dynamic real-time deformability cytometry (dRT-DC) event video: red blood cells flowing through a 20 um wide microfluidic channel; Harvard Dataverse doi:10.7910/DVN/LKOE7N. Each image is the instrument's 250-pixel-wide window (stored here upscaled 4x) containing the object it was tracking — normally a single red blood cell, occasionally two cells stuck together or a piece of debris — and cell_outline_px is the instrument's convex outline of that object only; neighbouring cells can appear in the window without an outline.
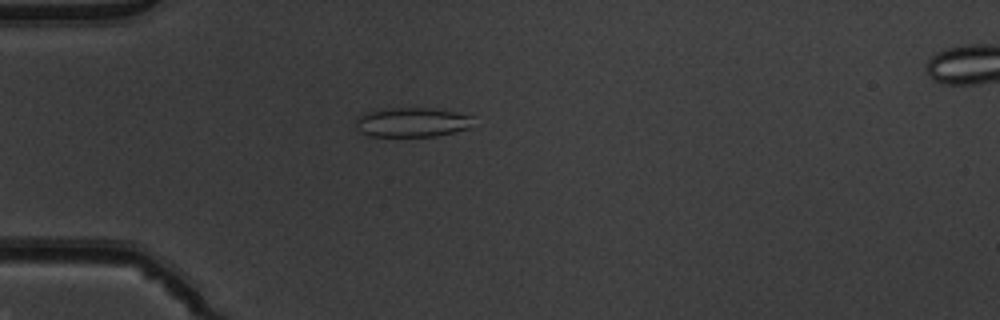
{"species": "common noctule bat (a hibernating species)", "species_latin": "Nyctalus noctula", "temperature_condition": "warm", "stored_images_in_passage": 42, "camera_frame_rate_fps": 3000, "um_per_image_px": 0.085, "animal": {"sex": "male", "body_mass_g": 19.5, "forearm_length_mm": 54.6}, "frame": {"image": 1, "passage_image": 6, "time_ms": 1.667, "image_size_px": [1000, 320], "cell_outline_px": [[472, 116], [468, 128], [436, 136], [372, 136], [360, 132], [356, 128], [356, 116], [364, 112], [384, 108], [436, 108], [456, 112]], "centroid_in_image_um": [34.94, 10.38], "position_along_channel_um": 50.1, "area_um2": 20.17}}
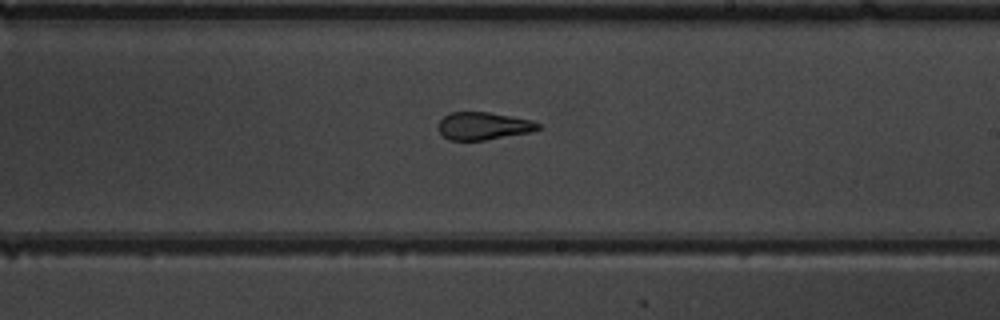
{"frame": {"image": 2, "passage_image": 22, "time_ms": 7.0, "image_size_px": [1000, 320], "cell_outline_px": [[540, 128], [532, 132], [484, 140], [448, 140], [436, 128], [440, 120], [444, 116], [452, 112], [488, 112], [532, 120], [540, 124]], "centroid_in_image_um": [41.07, 10.71], "position_along_channel_um": 247.9, "area_um2": 16.07}}
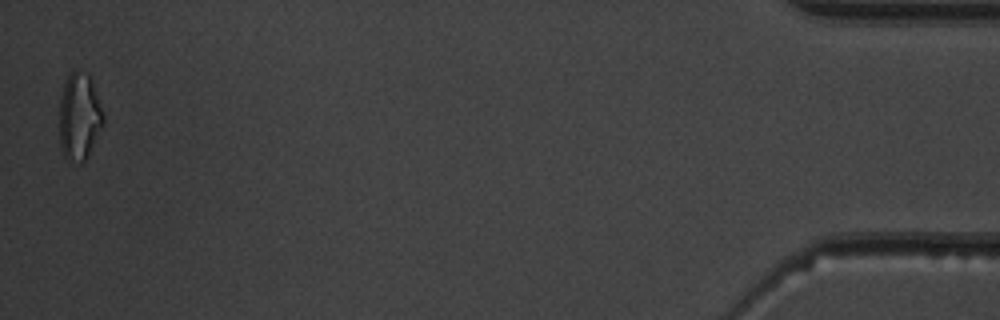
{"frame": {"image": 3, "passage_image": 42, "time_ms": 13.667, "image_size_px": [1000, 320], "cell_outline_px": [[104, 124], [88, 156], [80, 164], [68, 164], [60, 148], [60, 96], [64, 80], [68, 72], [72, 68], [80, 68], [88, 72], [92, 76], [104, 116]], "centroid_in_image_um": [6.74, 9.86], "position_along_channel_um": 428.5, "area_um2": 23.47}, "authors_computed_cell_mechanics": {"area_um2": 17.629, "velocity_mm_per_s": 4.0039, "shape_relaxation_time_tau1_ms": null, "shape_relaxation_time_tau2_ms": 1.7678, "deformation_change_tau1": null, "deformation_change_tau2": 0.1128}}